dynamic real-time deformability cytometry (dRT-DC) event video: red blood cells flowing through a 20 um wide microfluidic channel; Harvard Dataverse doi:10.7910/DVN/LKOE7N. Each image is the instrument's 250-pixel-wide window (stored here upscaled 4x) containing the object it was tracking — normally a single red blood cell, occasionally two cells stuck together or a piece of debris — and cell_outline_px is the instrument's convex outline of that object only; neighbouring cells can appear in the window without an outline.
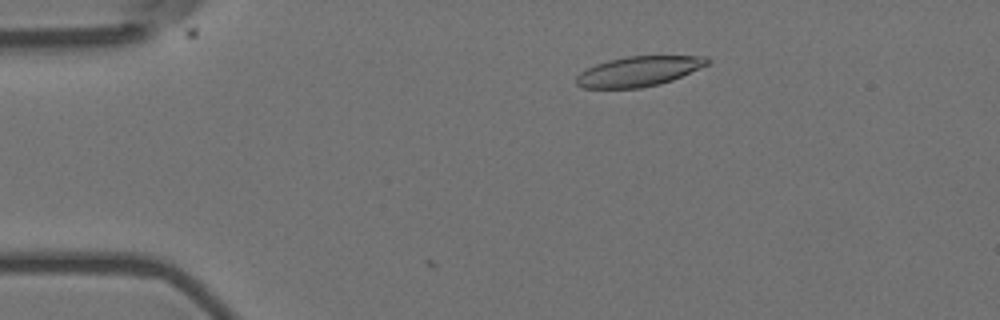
{"species": "Egyptian fruit bat (a non-hibernating species)", "species_latin": "Rousettus aegyptiacus", "temperature_condition": "room temperature", "stored_images_in_passage": 7, "camera_frame_rate_fps": 3000, "um_per_image_px": 0.085, "animal": {"sex": "female"}, "frame": {"image": 1, "passage_image": 4, "time_ms": 1.0, "image_size_px": [1000, 320], "cell_outline_px": [[712, 60], [708, 64], [700, 68], [672, 80], [660, 84], [640, 88], [584, 88], [576, 84], [576, 76], [580, 72], [596, 64], [608, 60], [628, 56], [708, 56]], "centroid_in_image_um": [54.3, 6.06], "position_along_channel_um": 30.7, "area_um2": 22.89}}
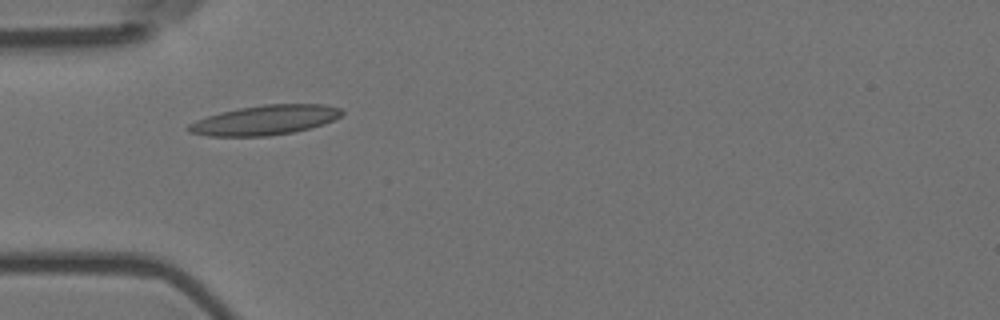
{"frame": {"image": 2, "passage_image": 6, "time_ms": 1.667, "image_size_px": [1000, 320], "cell_outline_px": [[344, 112], [340, 116], [324, 124], [292, 132], [268, 136], [208, 136], [188, 132], [184, 128], [188, 124], [196, 120], [220, 112], [240, 108], [264, 104], [324, 104], [340, 108]], "centroid_in_image_um": [22.48, 10.21], "position_along_channel_um": 62.5, "area_um2": 26.47}}
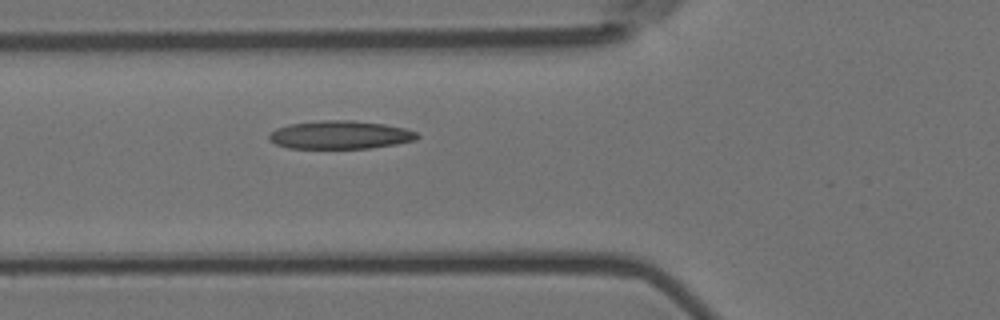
{"frame": {"image": 3, "passage_image": 7, "time_ms": 2.0, "image_size_px": [1000, 320], "cell_outline_px": [[420, 136], [416, 140], [396, 144], [368, 148], [288, 148], [276, 144], [268, 140], [268, 136], [276, 128], [288, 124], [320, 120], [352, 120], [384, 124], [404, 128], [416, 132]], "centroid_in_image_um": [28.9, 11.46], "position_along_channel_um": 96.9, "area_um2": 24.39}}